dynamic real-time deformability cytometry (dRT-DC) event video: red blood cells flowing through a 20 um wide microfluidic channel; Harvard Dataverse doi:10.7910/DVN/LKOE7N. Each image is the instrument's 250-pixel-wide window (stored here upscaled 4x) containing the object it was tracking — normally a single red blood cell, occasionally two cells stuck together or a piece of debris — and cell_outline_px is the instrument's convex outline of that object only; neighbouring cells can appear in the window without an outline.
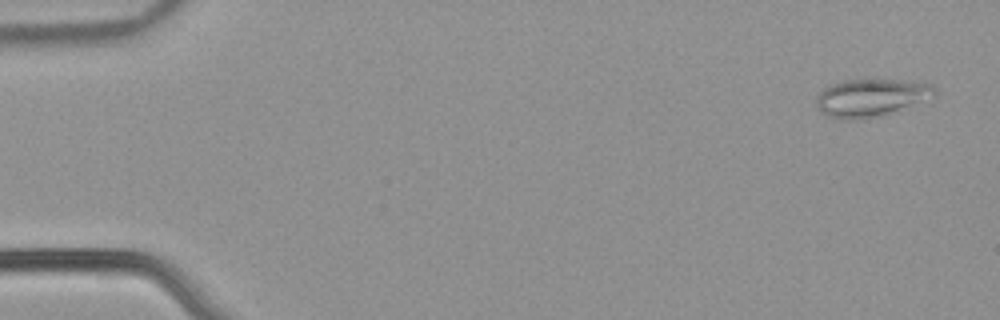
{"species": "common noctule bat (a hibernating species)", "species_latin": "Nyctalus noctula", "temperature_condition": "warm", "stored_images_in_passage": 53, "camera_frame_rate_fps": 3000, "um_per_image_px": 0.085, "animal": {"sex": "male", "body_mass_g": 21.5, "forearm_length_mm": 52.0}, "frame": {"image": 1, "passage_image": 3, "time_ms": 0.667, "image_size_px": [1000, 320], "cell_outline_px": [[936, 96], [880, 116], [852, 120], [840, 120], [828, 116], [820, 112], [816, 108], [816, 96], [828, 84], [844, 80], [868, 76], [876, 76], [924, 80], [932, 84], [936, 88]], "centroid_in_image_um": [74.07, 8.21], "position_along_channel_um": 10.9, "area_um2": 27.69}}
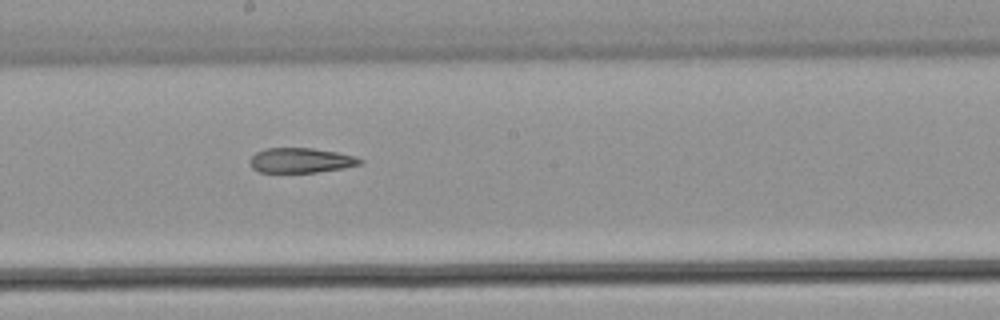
{"frame": {"image": 2, "passage_image": 30, "time_ms": 9.667, "image_size_px": [1000, 320], "cell_outline_px": [[364, 160], [360, 164], [344, 168], [316, 172], [260, 172], [252, 168], [248, 164], [248, 160], [256, 152], [264, 148], [312, 148], [336, 152], [356, 156]], "centroid_in_image_um": [25.54, 13.63], "position_along_channel_um": 222.7, "area_um2": 16.07}}
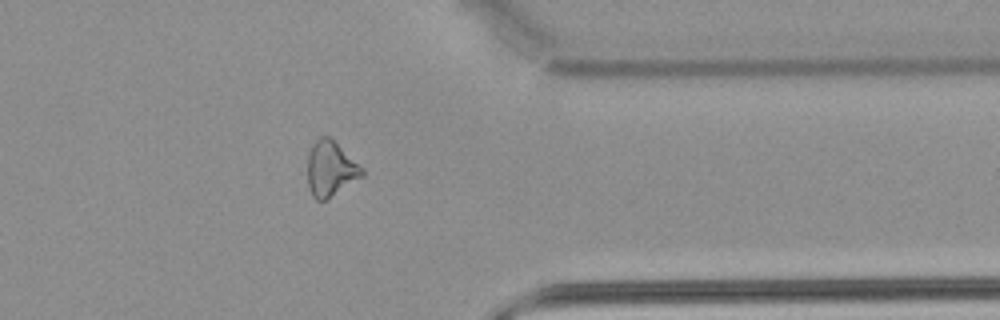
{"frame": {"image": 3, "passage_image": 43, "time_ms": 14.0, "image_size_px": [1000, 320], "cell_outline_px": [[364, 176], [324, 200], [316, 200], [312, 196], [308, 188], [308, 156], [312, 144], [320, 136], [328, 136], [364, 168]], "centroid_in_image_um": [28.1, 14.35], "position_along_channel_um": 383.3, "area_um2": 17.34}, "authors_computed_cell_mechanics": {"area_um2": 19.4786, "velocity_mm_per_s": 3.9343, "shape_relaxation_time_tau1_ms": null, "shape_relaxation_time_tau2_ms": 9.5824, "deformation_change_tau1": null, "deformation_change_tau2": 0.25}}